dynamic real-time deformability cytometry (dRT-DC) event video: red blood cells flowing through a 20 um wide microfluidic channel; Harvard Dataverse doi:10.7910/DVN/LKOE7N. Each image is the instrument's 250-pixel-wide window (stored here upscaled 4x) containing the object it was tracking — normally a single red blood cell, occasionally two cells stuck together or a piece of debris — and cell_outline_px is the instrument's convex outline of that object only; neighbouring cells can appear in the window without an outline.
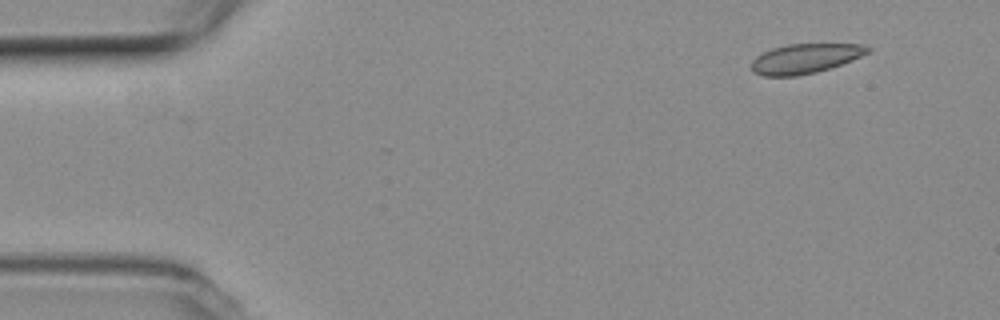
{"species": "common noctule bat (a hibernating species)", "species_latin": "Nyctalus noctula", "temperature_condition": "room temperature", "stored_images_in_passage": 50, "camera_frame_rate_fps": 3000, "um_per_image_px": 0.085, "animal": {"sex": "female", "body_mass_g": 19.3, "forearm_length_mm": 54.1}, "frame": {"image": 1, "passage_image": 1, "time_ms": 0.0, "image_size_px": [1000, 320], "cell_outline_px": [[872, 48], [868, 52], [852, 60], [816, 72], [796, 76], [764, 76], [752, 72], [752, 60], [756, 56], [772, 48], [788, 44], [864, 44]], "centroid_in_image_um": [68.42, 4.97], "position_along_channel_um": 16.6, "area_um2": 19.94}}
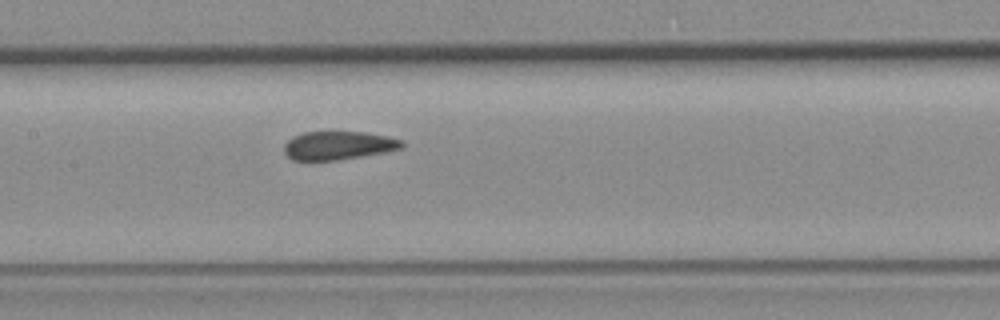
{"frame": {"image": 2, "passage_image": 22, "time_ms": 7.0, "image_size_px": [1000, 320], "cell_outline_px": [[404, 144], [400, 148], [360, 156], [336, 160], [292, 160], [284, 152], [284, 144], [292, 136], [304, 132], [364, 132], [388, 136], [400, 140]], "centroid_in_image_um": [28.69, 12.35], "position_along_channel_um": 178.7, "area_um2": 19.19}}
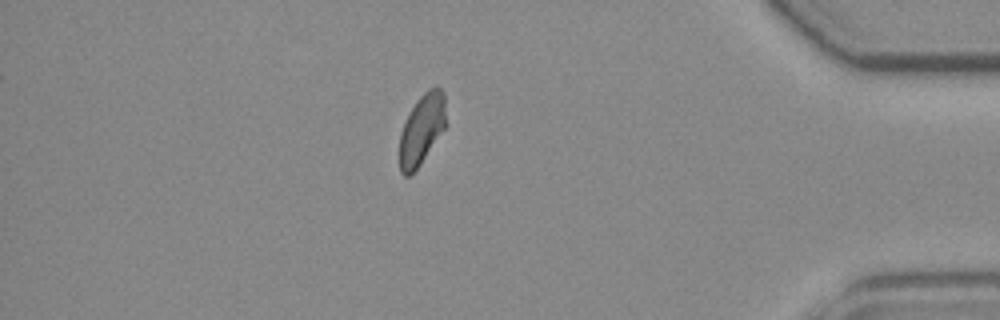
{"frame": {"image": 3, "passage_image": 43, "time_ms": 14.0, "image_size_px": [1000, 320], "cell_outline_px": [[444, 128], [420, 164], [408, 176], [404, 176], [400, 172], [400, 132], [416, 100], [428, 88], [436, 84], [444, 92]], "centroid_in_image_um": [35.83, 10.96], "position_along_channel_um": 399.4, "area_um2": 18.55}, "authors_computed_cell_mechanics": {"area_um2": 20.2878, "velocity_mm_per_s": 3.752, "shape_relaxation_time_tau1_ms": null, "shape_relaxation_time_tau2_ms": 0.8833, "deformation_change_tau1": null, "deformation_change_tau2": 0.0521}}